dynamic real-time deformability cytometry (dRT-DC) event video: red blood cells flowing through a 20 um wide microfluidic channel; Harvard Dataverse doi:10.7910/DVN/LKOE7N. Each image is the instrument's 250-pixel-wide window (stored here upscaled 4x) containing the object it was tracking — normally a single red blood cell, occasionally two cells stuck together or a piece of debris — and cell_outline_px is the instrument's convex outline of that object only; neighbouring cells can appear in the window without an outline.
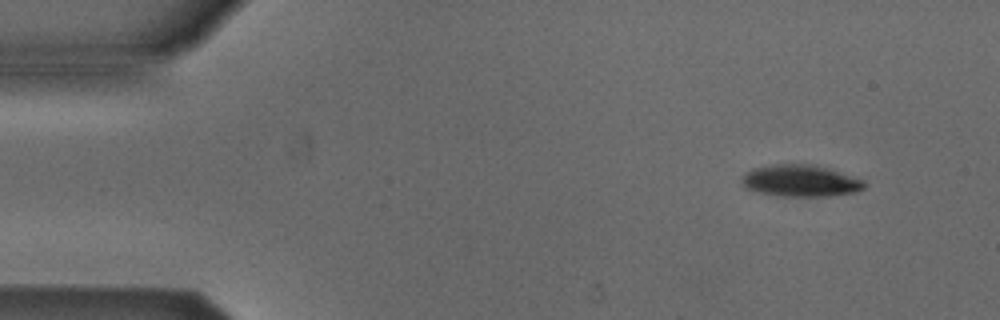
{"species": "Egyptian fruit bat (a non-hibernating species)", "species_latin": "Rousettus aegyptiacus", "temperature_condition": "cold", "stored_images_in_passage": 5, "camera_frame_rate_fps": 3000, "um_per_image_px": 0.085, "animal": {"sex": "male"}, "frame": {"image": 1, "passage_image": 1, "time_ms": 0.0, "image_size_px": [1000, 320], "cell_outline_px": [[864, 188], [852, 192], [828, 196], [780, 196], [756, 192], [748, 188], [740, 180], [744, 172], [752, 168], [776, 164], [816, 164], [828, 168], [860, 180], [864, 184]], "centroid_in_image_um": [67.95, 15.36], "position_along_channel_um": 17.1, "area_um2": 22.37}}
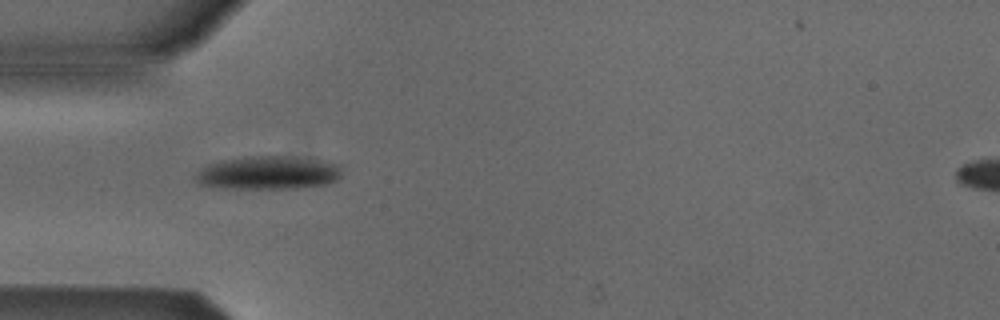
{"frame": {"image": 2, "passage_image": 4, "time_ms": 3.667, "image_size_px": [1000, 320], "cell_outline_px": [[340, 176], [336, 180], [328, 184], [296, 188], [224, 188], [200, 184], [192, 176], [200, 168], [208, 164], [220, 160], [248, 156], [284, 156], [320, 160], [340, 164]], "centroid_in_image_um": [22.76, 14.68], "position_along_channel_um": 62.2, "area_um2": 28.5}}